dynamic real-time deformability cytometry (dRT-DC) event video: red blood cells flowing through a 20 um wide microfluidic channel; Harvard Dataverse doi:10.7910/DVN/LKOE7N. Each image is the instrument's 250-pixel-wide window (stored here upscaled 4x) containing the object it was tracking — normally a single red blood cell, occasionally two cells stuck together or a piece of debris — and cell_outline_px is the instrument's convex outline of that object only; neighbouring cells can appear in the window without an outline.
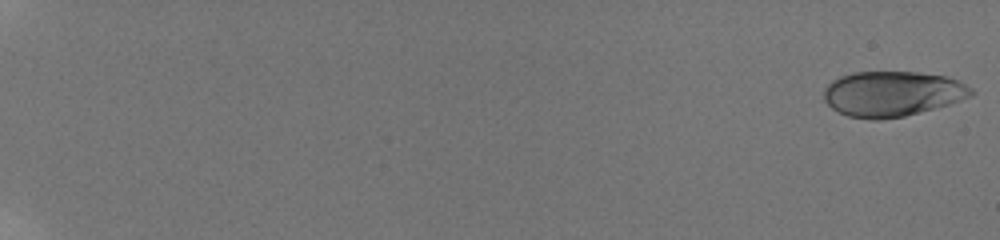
{"species": "human", "species_latin": "Homo sapiens", "temperature_condition": "room temperature", "stored_images_in_passage": 65, "camera_frame_rate_fps": 3000, "um_per_image_px": 0.085, "donor": {"sex": "male"}, "frame": {"image": 1, "passage_image": 1, "time_ms": 0.0, "image_size_px": [1000, 240], "cell_outline_px": [[976, 92], [972, 96], [948, 104], [904, 116], [880, 120], [872, 120], [848, 116], [832, 108], [824, 100], [824, 88], [832, 80], [840, 76], [856, 72], [916, 72], [944, 76], [956, 80], [972, 88]], "centroid_in_image_um": [75.83, 7.97], "position_along_channel_um": 9.2, "area_um2": 38.67}}
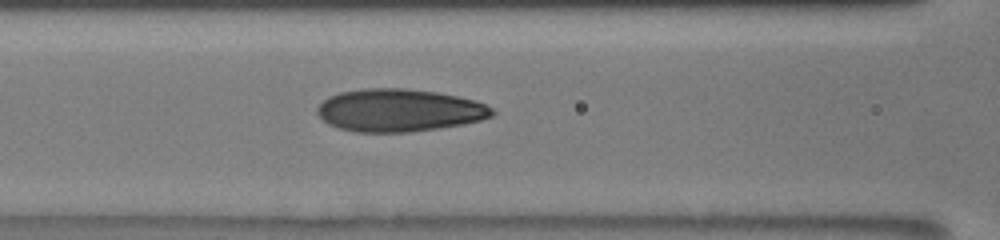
{"frame": {"image": 2, "passage_image": 36, "time_ms": 9.667, "image_size_px": [1000, 240], "cell_outline_px": [[496, 112], [492, 116], [480, 120], [464, 124], [408, 132], [352, 132], [328, 124], [316, 112], [316, 108], [328, 96], [340, 92], [364, 88], [404, 88], [436, 92], [456, 96], [472, 100], [484, 104], [492, 108]], "centroid_in_image_um": [33.9, 9.37], "position_along_channel_um": 132.7, "area_um2": 43.35}}
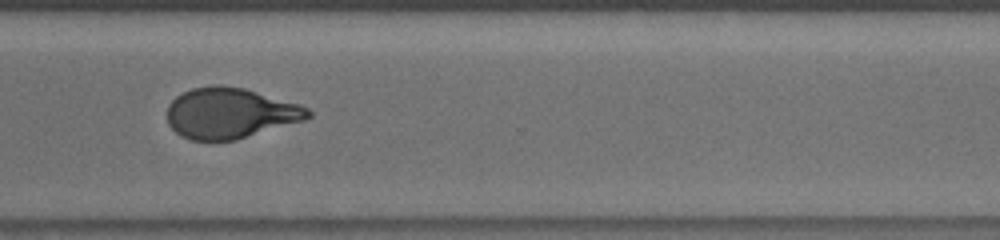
{"frame": {"image": 3, "passage_image": 64, "time_ms": 15.333, "image_size_px": [1000, 240], "cell_outline_px": [[312, 116], [304, 120], [236, 140], [192, 140], [180, 136], [168, 124], [168, 104], [176, 96], [192, 88], [212, 84], [220, 84], [244, 88], [300, 104], [308, 108], [312, 112]], "centroid_in_image_um": [19.56, 9.61], "position_along_channel_um": 351.0, "area_um2": 41.67}}